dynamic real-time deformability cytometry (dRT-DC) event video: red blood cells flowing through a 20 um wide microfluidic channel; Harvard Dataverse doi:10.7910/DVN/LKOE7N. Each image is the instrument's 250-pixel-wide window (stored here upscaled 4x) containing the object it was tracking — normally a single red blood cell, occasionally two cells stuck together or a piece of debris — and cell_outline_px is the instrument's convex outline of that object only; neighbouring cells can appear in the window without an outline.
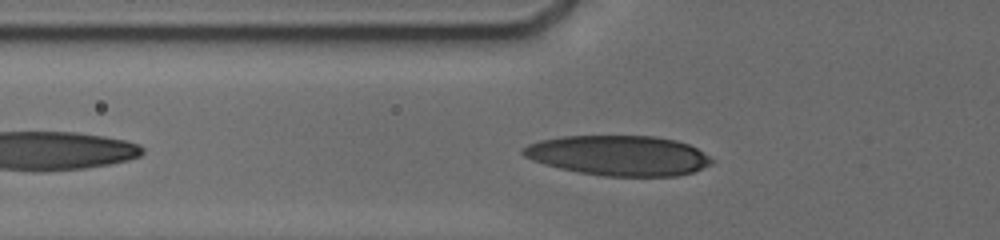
{"species": "human", "species_latin": "Homo sapiens", "temperature_condition": "cold", "stored_images_in_passage": 35, "camera_frame_rate_fps": 3000, "um_per_image_px": 0.085, "donor": {"sex": "male"}, "frame": {"image": 1, "passage_image": 10, "time_ms": 5.667, "image_size_px": [1000, 240], "cell_outline_px": [[712, 164], [692, 172], [676, 176], [604, 176], [580, 172], [560, 168], [544, 164], [532, 160], [524, 156], [520, 152], [528, 144], [540, 140], [564, 136], [656, 136], [676, 140], [688, 144], [696, 148], [708, 156], [712, 160]], "centroid_in_image_um": [52.57, 13.21], "position_along_channel_um": 73.2, "area_um2": 43.87}}
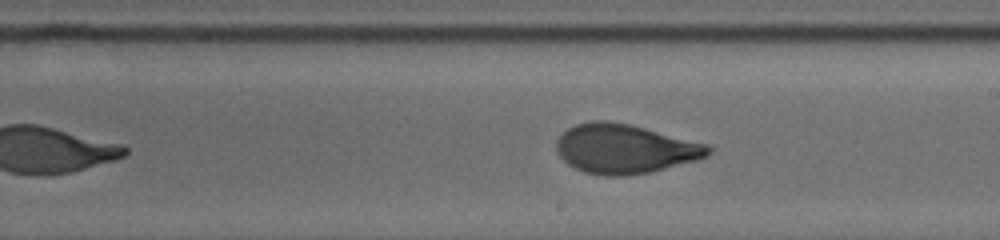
{"frame": {"image": 2, "passage_image": 22, "time_ms": 10.0, "image_size_px": [1000, 240], "cell_outline_px": [[712, 152], [708, 156], [696, 160], [652, 172], [628, 176], [604, 176], [584, 172], [568, 164], [556, 152], [556, 140], [568, 128], [576, 124], [592, 120], [608, 120], [628, 124], [712, 144]], "centroid_in_image_um": [53.15, 12.65], "position_along_channel_um": 235.9, "area_um2": 44.04}}
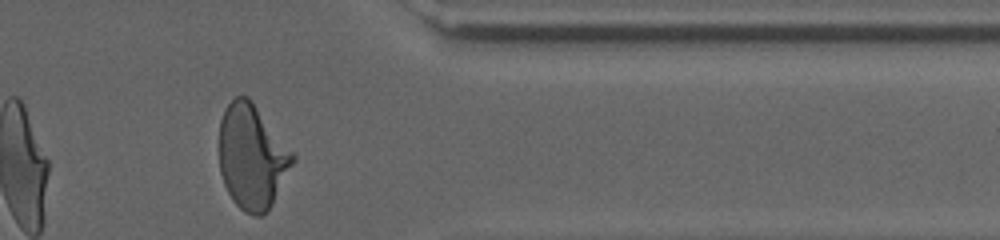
{"frame": {"image": 3, "passage_image": 34, "time_ms": 14.333, "image_size_px": [1000, 240], "cell_outline_px": [[296, 160], [272, 204], [260, 216], [252, 216], [244, 212], [232, 200], [224, 184], [220, 172], [220, 120], [224, 108], [236, 96], [248, 96], [296, 156]], "centroid_in_image_um": [21.42, 13.33], "position_along_channel_um": 390.0, "area_um2": 44.56}, "authors_computed_cell_mechanics": {"area_um2": 43.639, "velocity_mm_per_s": 3.7691, "shape_relaxation_time_tau1_ms": 4.1014, "shape_relaxation_time_tau2_ms": 0.8993, "deformation_change_tau1": 0.1771, "deformation_change_tau2": 0.0708}}